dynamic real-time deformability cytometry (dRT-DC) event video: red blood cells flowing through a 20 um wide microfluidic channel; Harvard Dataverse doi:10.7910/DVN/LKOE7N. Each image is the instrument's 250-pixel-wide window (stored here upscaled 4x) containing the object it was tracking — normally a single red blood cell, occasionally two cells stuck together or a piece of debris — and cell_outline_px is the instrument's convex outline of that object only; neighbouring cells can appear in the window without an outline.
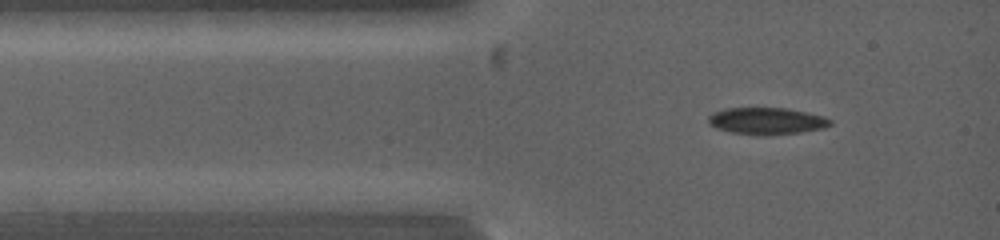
{"species": "common noctule bat (a hibernating species)", "species_latin": "Nyctalus noctula", "temperature_condition": "warm", "stored_images_in_passage": 2, "camera_frame_rate_fps": 5000, "um_per_image_px": 0.085, "animal": {"sex": "female", "body_mass_g": 19.0, "forearm_length_mm": 53.3}, "frame": {"image": 1, "passage_image": 1, "time_ms": 0.0, "image_size_px": [1000, 240], "cell_outline_px": [[832, 124], [824, 128], [800, 132], [768, 136], [764, 136], [732, 132], [716, 128], [708, 124], [708, 116], [712, 112], [724, 108], [784, 108], [808, 112], [824, 116], [832, 120]], "centroid_in_image_um": [65.16, 10.28], "position_along_channel_um": 19.8, "area_um2": 19.31}}